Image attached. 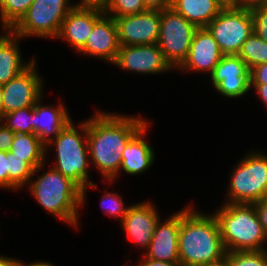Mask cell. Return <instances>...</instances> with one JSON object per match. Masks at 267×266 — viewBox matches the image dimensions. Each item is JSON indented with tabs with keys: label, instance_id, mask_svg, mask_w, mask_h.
<instances>
[{
	"label": "cell",
	"instance_id": "obj_10",
	"mask_svg": "<svg viewBox=\"0 0 267 266\" xmlns=\"http://www.w3.org/2000/svg\"><path fill=\"white\" fill-rule=\"evenodd\" d=\"M209 76L216 92L226 98L242 97L252 89L251 70L238 55H223Z\"/></svg>",
	"mask_w": 267,
	"mask_h": 266
},
{
	"label": "cell",
	"instance_id": "obj_6",
	"mask_svg": "<svg viewBox=\"0 0 267 266\" xmlns=\"http://www.w3.org/2000/svg\"><path fill=\"white\" fill-rule=\"evenodd\" d=\"M230 175L225 203L253 204L267 197V153L249 152Z\"/></svg>",
	"mask_w": 267,
	"mask_h": 266
},
{
	"label": "cell",
	"instance_id": "obj_26",
	"mask_svg": "<svg viewBox=\"0 0 267 266\" xmlns=\"http://www.w3.org/2000/svg\"><path fill=\"white\" fill-rule=\"evenodd\" d=\"M7 158H9V189L18 190L27 186L34 168L28 162L23 161L22 158L13 156L10 151L7 152Z\"/></svg>",
	"mask_w": 267,
	"mask_h": 266
},
{
	"label": "cell",
	"instance_id": "obj_13",
	"mask_svg": "<svg viewBox=\"0 0 267 266\" xmlns=\"http://www.w3.org/2000/svg\"><path fill=\"white\" fill-rule=\"evenodd\" d=\"M113 65L138 74H159L173 70L158 44L120 46Z\"/></svg>",
	"mask_w": 267,
	"mask_h": 266
},
{
	"label": "cell",
	"instance_id": "obj_32",
	"mask_svg": "<svg viewBox=\"0 0 267 266\" xmlns=\"http://www.w3.org/2000/svg\"><path fill=\"white\" fill-rule=\"evenodd\" d=\"M0 188L9 189V158L5 151H0Z\"/></svg>",
	"mask_w": 267,
	"mask_h": 266
},
{
	"label": "cell",
	"instance_id": "obj_11",
	"mask_svg": "<svg viewBox=\"0 0 267 266\" xmlns=\"http://www.w3.org/2000/svg\"><path fill=\"white\" fill-rule=\"evenodd\" d=\"M43 80L36 70V59L32 64L2 85L4 114L11 113L20 108L35 106L43 98Z\"/></svg>",
	"mask_w": 267,
	"mask_h": 266
},
{
	"label": "cell",
	"instance_id": "obj_31",
	"mask_svg": "<svg viewBox=\"0 0 267 266\" xmlns=\"http://www.w3.org/2000/svg\"><path fill=\"white\" fill-rule=\"evenodd\" d=\"M253 32L267 42V6L250 7Z\"/></svg>",
	"mask_w": 267,
	"mask_h": 266
},
{
	"label": "cell",
	"instance_id": "obj_44",
	"mask_svg": "<svg viewBox=\"0 0 267 266\" xmlns=\"http://www.w3.org/2000/svg\"><path fill=\"white\" fill-rule=\"evenodd\" d=\"M3 87L0 85V121L4 116L3 101H2Z\"/></svg>",
	"mask_w": 267,
	"mask_h": 266
},
{
	"label": "cell",
	"instance_id": "obj_35",
	"mask_svg": "<svg viewBox=\"0 0 267 266\" xmlns=\"http://www.w3.org/2000/svg\"><path fill=\"white\" fill-rule=\"evenodd\" d=\"M267 83V63L259 64L251 69V84Z\"/></svg>",
	"mask_w": 267,
	"mask_h": 266
},
{
	"label": "cell",
	"instance_id": "obj_7",
	"mask_svg": "<svg viewBox=\"0 0 267 266\" xmlns=\"http://www.w3.org/2000/svg\"><path fill=\"white\" fill-rule=\"evenodd\" d=\"M72 9L70 0H34L11 31L23 39L29 36L56 39Z\"/></svg>",
	"mask_w": 267,
	"mask_h": 266
},
{
	"label": "cell",
	"instance_id": "obj_9",
	"mask_svg": "<svg viewBox=\"0 0 267 266\" xmlns=\"http://www.w3.org/2000/svg\"><path fill=\"white\" fill-rule=\"evenodd\" d=\"M197 27L174 9L161 11L158 47L173 69L185 61Z\"/></svg>",
	"mask_w": 267,
	"mask_h": 266
},
{
	"label": "cell",
	"instance_id": "obj_28",
	"mask_svg": "<svg viewBox=\"0 0 267 266\" xmlns=\"http://www.w3.org/2000/svg\"><path fill=\"white\" fill-rule=\"evenodd\" d=\"M225 262L228 266H267V249L226 252Z\"/></svg>",
	"mask_w": 267,
	"mask_h": 266
},
{
	"label": "cell",
	"instance_id": "obj_2",
	"mask_svg": "<svg viewBox=\"0 0 267 266\" xmlns=\"http://www.w3.org/2000/svg\"><path fill=\"white\" fill-rule=\"evenodd\" d=\"M178 247L180 266H210L225 261L226 249L215 216L196 211L191 205L181 210Z\"/></svg>",
	"mask_w": 267,
	"mask_h": 266
},
{
	"label": "cell",
	"instance_id": "obj_41",
	"mask_svg": "<svg viewBox=\"0 0 267 266\" xmlns=\"http://www.w3.org/2000/svg\"><path fill=\"white\" fill-rule=\"evenodd\" d=\"M224 7H237L246 4V0H217Z\"/></svg>",
	"mask_w": 267,
	"mask_h": 266
},
{
	"label": "cell",
	"instance_id": "obj_1",
	"mask_svg": "<svg viewBox=\"0 0 267 266\" xmlns=\"http://www.w3.org/2000/svg\"><path fill=\"white\" fill-rule=\"evenodd\" d=\"M134 116L96 111L87 119V141L91 164L106 182L118 177L122 152L129 141L148 123Z\"/></svg>",
	"mask_w": 267,
	"mask_h": 266
},
{
	"label": "cell",
	"instance_id": "obj_38",
	"mask_svg": "<svg viewBox=\"0 0 267 266\" xmlns=\"http://www.w3.org/2000/svg\"><path fill=\"white\" fill-rule=\"evenodd\" d=\"M137 266H180V262H167L155 259H150L147 257L142 258Z\"/></svg>",
	"mask_w": 267,
	"mask_h": 266
},
{
	"label": "cell",
	"instance_id": "obj_22",
	"mask_svg": "<svg viewBox=\"0 0 267 266\" xmlns=\"http://www.w3.org/2000/svg\"><path fill=\"white\" fill-rule=\"evenodd\" d=\"M224 8L217 0H175L172 9L197 28L206 27Z\"/></svg>",
	"mask_w": 267,
	"mask_h": 266
},
{
	"label": "cell",
	"instance_id": "obj_12",
	"mask_svg": "<svg viewBox=\"0 0 267 266\" xmlns=\"http://www.w3.org/2000/svg\"><path fill=\"white\" fill-rule=\"evenodd\" d=\"M120 46L156 44L159 36L161 11L146 10L142 13L114 18Z\"/></svg>",
	"mask_w": 267,
	"mask_h": 266
},
{
	"label": "cell",
	"instance_id": "obj_14",
	"mask_svg": "<svg viewBox=\"0 0 267 266\" xmlns=\"http://www.w3.org/2000/svg\"><path fill=\"white\" fill-rule=\"evenodd\" d=\"M159 217L156 206L152 202L144 201L130 205L120 223L133 243L145 250L151 242L157 223L161 220Z\"/></svg>",
	"mask_w": 267,
	"mask_h": 266
},
{
	"label": "cell",
	"instance_id": "obj_45",
	"mask_svg": "<svg viewBox=\"0 0 267 266\" xmlns=\"http://www.w3.org/2000/svg\"><path fill=\"white\" fill-rule=\"evenodd\" d=\"M210 266H228V264L224 261L222 263L216 264V265H210Z\"/></svg>",
	"mask_w": 267,
	"mask_h": 266
},
{
	"label": "cell",
	"instance_id": "obj_34",
	"mask_svg": "<svg viewBox=\"0 0 267 266\" xmlns=\"http://www.w3.org/2000/svg\"><path fill=\"white\" fill-rule=\"evenodd\" d=\"M110 0H81L72 4L76 9H96L105 12Z\"/></svg>",
	"mask_w": 267,
	"mask_h": 266
},
{
	"label": "cell",
	"instance_id": "obj_42",
	"mask_svg": "<svg viewBox=\"0 0 267 266\" xmlns=\"http://www.w3.org/2000/svg\"><path fill=\"white\" fill-rule=\"evenodd\" d=\"M248 7L267 6V0H246Z\"/></svg>",
	"mask_w": 267,
	"mask_h": 266
},
{
	"label": "cell",
	"instance_id": "obj_27",
	"mask_svg": "<svg viewBox=\"0 0 267 266\" xmlns=\"http://www.w3.org/2000/svg\"><path fill=\"white\" fill-rule=\"evenodd\" d=\"M1 122L14 133L33 134L34 106L4 114Z\"/></svg>",
	"mask_w": 267,
	"mask_h": 266
},
{
	"label": "cell",
	"instance_id": "obj_25",
	"mask_svg": "<svg viewBox=\"0 0 267 266\" xmlns=\"http://www.w3.org/2000/svg\"><path fill=\"white\" fill-rule=\"evenodd\" d=\"M34 0H0L2 31L11 30L26 14Z\"/></svg>",
	"mask_w": 267,
	"mask_h": 266
},
{
	"label": "cell",
	"instance_id": "obj_17",
	"mask_svg": "<svg viewBox=\"0 0 267 266\" xmlns=\"http://www.w3.org/2000/svg\"><path fill=\"white\" fill-rule=\"evenodd\" d=\"M160 221L157 223L151 242L143 257L167 262H180L178 239L181 211L172 214L166 221Z\"/></svg>",
	"mask_w": 267,
	"mask_h": 266
},
{
	"label": "cell",
	"instance_id": "obj_30",
	"mask_svg": "<svg viewBox=\"0 0 267 266\" xmlns=\"http://www.w3.org/2000/svg\"><path fill=\"white\" fill-rule=\"evenodd\" d=\"M101 208L104 209L105 213L110 217H118L120 221H123L124 216L129 206H124L123 197L118 193H112L105 191L101 198Z\"/></svg>",
	"mask_w": 267,
	"mask_h": 266
},
{
	"label": "cell",
	"instance_id": "obj_20",
	"mask_svg": "<svg viewBox=\"0 0 267 266\" xmlns=\"http://www.w3.org/2000/svg\"><path fill=\"white\" fill-rule=\"evenodd\" d=\"M147 123L127 144L122 152V163L119 172L123 170L126 174L140 175L150 169L155 160V152L149 142L146 141Z\"/></svg>",
	"mask_w": 267,
	"mask_h": 266
},
{
	"label": "cell",
	"instance_id": "obj_19",
	"mask_svg": "<svg viewBox=\"0 0 267 266\" xmlns=\"http://www.w3.org/2000/svg\"><path fill=\"white\" fill-rule=\"evenodd\" d=\"M57 105H43L41 98L34 106L33 134L45 145L56 138L60 130L73 120L61 101Z\"/></svg>",
	"mask_w": 267,
	"mask_h": 266
},
{
	"label": "cell",
	"instance_id": "obj_4",
	"mask_svg": "<svg viewBox=\"0 0 267 266\" xmlns=\"http://www.w3.org/2000/svg\"><path fill=\"white\" fill-rule=\"evenodd\" d=\"M216 212V213H215ZM212 213L226 252L266 250L267 243L254 204L224 203Z\"/></svg>",
	"mask_w": 267,
	"mask_h": 266
},
{
	"label": "cell",
	"instance_id": "obj_40",
	"mask_svg": "<svg viewBox=\"0 0 267 266\" xmlns=\"http://www.w3.org/2000/svg\"><path fill=\"white\" fill-rule=\"evenodd\" d=\"M21 260L0 255V266H19Z\"/></svg>",
	"mask_w": 267,
	"mask_h": 266
},
{
	"label": "cell",
	"instance_id": "obj_18",
	"mask_svg": "<svg viewBox=\"0 0 267 266\" xmlns=\"http://www.w3.org/2000/svg\"><path fill=\"white\" fill-rule=\"evenodd\" d=\"M104 14L96 9L73 8L62 22L57 38L68 42L78 53L85 46L94 24Z\"/></svg>",
	"mask_w": 267,
	"mask_h": 266
},
{
	"label": "cell",
	"instance_id": "obj_36",
	"mask_svg": "<svg viewBox=\"0 0 267 266\" xmlns=\"http://www.w3.org/2000/svg\"><path fill=\"white\" fill-rule=\"evenodd\" d=\"M253 204L256 208L263 231L265 235L267 236V197Z\"/></svg>",
	"mask_w": 267,
	"mask_h": 266
},
{
	"label": "cell",
	"instance_id": "obj_24",
	"mask_svg": "<svg viewBox=\"0 0 267 266\" xmlns=\"http://www.w3.org/2000/svg\"><path fill=\"white\" fill-rule=\"evenodd\" d=\"M238 56L247 64L250 70L259 64L267 63V42L252 32L243 43Z\"/></svg>",
	"mask_w": 267,
	"mask_h": 266
},
{
	"label": "cell",
	"instance_id": "obj_37",
	"mask_svg": "<svg viewBox=\"0 0 267 266\" xmlns=\"http://www.w3.org/2000/svg\"><path fill=\"white\" fill-rule=\"evenodd\" d=\"M146 10H158L172 8L171 0H143Z\"/></svg>",
	"mask_w": 267,
	"mask_h": 266
},
{
	"label": "cell",
	"instance_id": "obj_33",
	"mask_svg": "<svg viewBox=\"0 0 267 266\" xmlns=\"http://www.w3.org/2000/svg\"><path fill=\"white\" fill-rule=\"evenodd\" d=\"M15 133L8 129L3 122L0 121V151L9 152L13 144Z\"/></svg>",
	"mask_w": 267,
	"mask_h": 266
},
{
	"label": "cell",
	"instance_id": "obj_39",
	"mask_svg": "<svg viewBox=\"0 0 267 266\" xmlns=\"http://www.w3.org/2000/svg\"><path fill=\"white\" fill-rule=\"evenodd\" d=\"M251 88L256 90V94H258L259 98L264 103L267 108V83L266 84H251Z\"/></svg>",
	"mask_w": 267,
	"mask_h": 266
},
{
	"label": "cell",
	"instance_id": "obj_23",
	"mask_svg": "<svg viewBox=\"0 0 267 266\" xmlns=\"http://www.w3.org/2000/svg\"><path fill=\"white\" fill-rule=\"evenodd\" d=\"M10 152L28 162L34 169L47 160L46 145L35 134L15 133Z\"/></svg>",
	"mask_w": 267,
	"mask_h": 266
},
{
	"label": "cell",
	"instance_id": "obj_15",
	"mask_svg": "<svg viewBox=\"0 0 267 266\" xmlns=\"http://www.w3.org/2000/svg\"><path fill=\"white\" fill-rule=\"evenodd\" d=\"M222 56L223 53L209 30L206 27L197 28L188 55L178 69L182 72L197 71L210 75Z\"/></svg>",
	"mask_w": 267,
	"mask_h": 266
},
{
	"label": "cell",
	"instance_id": "obj_3",
	"mask_svg": "<svg viewBox=\"0 0 267 266\" xmlns=\"http://www.w3.org/2000/svg\"><path fill=\"white\" fill-rule=\"evenodd\" d=\"M43 166L44 164L34 169L28 183L30 194L47 212L77 229L82 189L52 167L35 179L34 176L40 173Z\"/></svg>",
	"mask_w": 267,
	"mask_h": 266
},
{
	"label": "cell",
	"instance_id": "obj_16",
	"mask_svg": "<svg viewBox=\"0 0 267 266\" xmlns=\"http://www.w3.org/2000/svg\"><path fill=\"white\" fill-rule=\"evenodd\" d=\"M117 26L113 17L104 14L93 26L85 46L79 53L107 60L113 64L119 51Z\"/></svg>",
	"mask_w": 267,
	"mask_h": 266
},
{
	"label": "cell",
	"instance_id": "obj_29",
	"mask_svg": "<svg viewBox=\"0 0 267 266\" xmlns=\"http://www.w3.org/2000/svg\"><path fill=\"white\" fill-rule=\"evenodd\" d=\"M146 11L143 0H110L105 14L113 18Z\"/></svg>",
	"mask_w": 267,
	"mask_h": 266
},
{
	"label": "cell",
	"instance_id": "obj_21",
	"mask_svg": "<svg viewBox=\"0 0 267 266\" xmlns=\"http://www.w3.org/2000/svg\"><path fill=\"white\" fill-rule=\"evenodd\" d=\"M0 35V85L7 84L26 68H28L36 58L23 62L20 52V36L14 34L11 30H4ZM8 33V34H7Z\"/></svg>",
	"mask_w": 267,
	"mask_h": 266
},
{
	"label": "cell",
	"instance_id": "obj_43",
	"mask_svg": "<svg viewBox=\"0 0 267 266\" xmlns=\"http://www.w3.org/2000/svg\"><path fill=\"white\" fill-rule=\"evenodd\" d=\"M22 261L23 260H21L19 266H55V265H53L49 262H45V261H35V262L29 263V264H27V263L24 264Z\"/></svg>",
	"mask_w": 267,
	"mask_h": 266
},
{
	"label": "cell",
	"instance_id": "obj_8",
	"mask_svg": "<svg viewBox=\"0 0 267 266\" xmlns=\"http://www.w3.org/2000/svg\"><path fill=\"white\" fill-rule=\"evenodd\" d=\"M223 55H238L243 43L253 32L250 7H224L206 26Z\"/></svg>",
	"mask_w": 267,
	"mask_h": 266
},
{
	"label": "cell",
	"instance_id": "obj_5",
	"mask_svg": "<svg viewBox=\"0 0 267 266\" xmlns=\"http://www.w3.org/2000/svg\"><path fill=\"white\" fill-rule=\"evenodd\" d=\"M79 124L78 128L80 129L74 126L73 121L70 120L60 130L58 136L46 145V153L52 144V148L54 146L57 153V159L52 168L70 178L82 189L83 206L86 200L87 187L96 188L97 186L89 181L88 168L91 164L87 141V120Z\"/></svg>",
	"mask_w": 267,
	"mask_h": 266
}]
</instances>
